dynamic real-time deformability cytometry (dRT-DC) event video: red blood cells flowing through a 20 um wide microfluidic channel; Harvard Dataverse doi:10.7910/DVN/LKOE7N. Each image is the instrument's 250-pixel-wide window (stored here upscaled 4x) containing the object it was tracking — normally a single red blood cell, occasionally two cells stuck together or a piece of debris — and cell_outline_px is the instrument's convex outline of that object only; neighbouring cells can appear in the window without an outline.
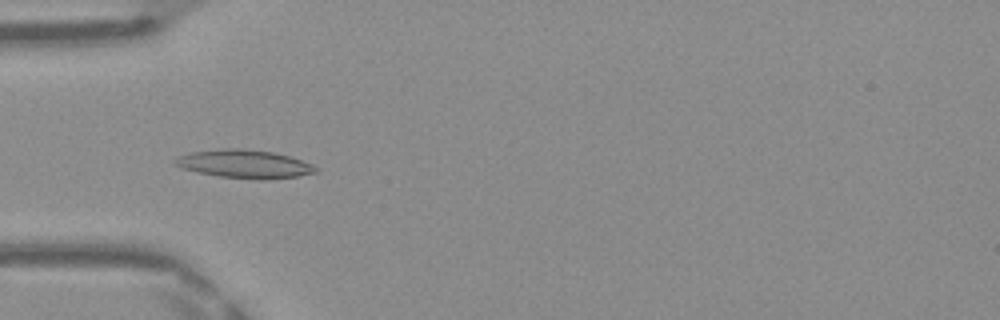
{"species": "Egyptian fruit bat (a non-hibernating species)", "species_latin": "Rousettus aegyptiacus", "temperature_condition": "warm", "stored_images_in_passage": 48, "camera_frame_rate_fps": 3000, "um_per_image_px": 0.085, "frame": {"image": 1, "passage_image": 15, "time_ms": 4.667, "image_size_px": [1000, 320], "cell_outline_px": [[320, 168], [316, 172], [296, 176], [264, 180], [260, 180], [220, 176], [196, 172], [180, 168], [172, 160], [180, 156], [192, 152], [224, 148], [240, 148], [272, 152], [288, 156], [312, 164]], "centroid_in_image_um": [20.77, 13.94], "position_along_channel_um": 64.2, "area_um2": 23.06}}
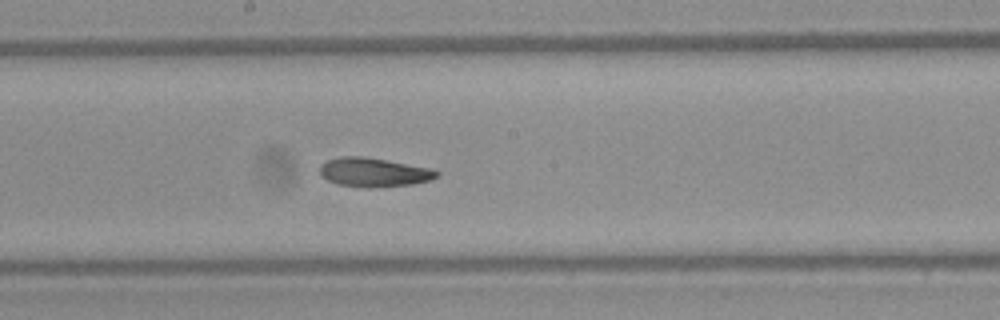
{"frame": {"image": 2, "passage_image": 26, "time_ms": 8.333, "image_size_px": [1000, 320], "cell_outline_px": [[440, 176], [432, 180], [412, 184], [368, 188], [340, 184], [328, 180], [320, 176], [320, 164], [328, 160], [340, 156], [364, 156], [432, 168], [440, 172]], "centroid_in_image_um": [31.81, 14.64], "position_along_channel_um": 216.4, "area_um2": 19.88}}
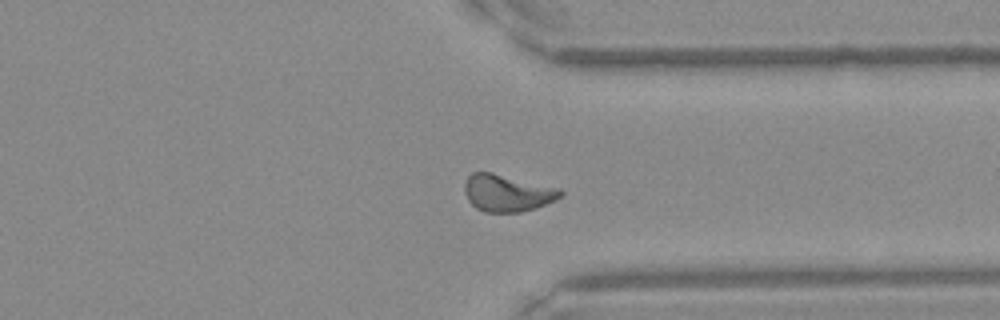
{"frame": {"image": 3, "passage_image": 37, "time_ms": 12.0, "image_size_px": [1000, 320], "cell_outline_px": [[564, 196], [556, 200], [536, 208], [520, 212], [484, 212], [476, 208], [468, 200], [464, 192], [464, 184], [468, 176], [472, 172], [492, 172], [560, 188], [564, 192]], "centroid_in_image_um": [43.13, 16.4], "position_along_channel_um": 368.3, "area_um2": 20.92}, "authors_computed_cell_mechanics": {"area_um2": 20.0566, "velocity_mm_per_s": 4.1605, "shape_relaxation_time_tau1_ms": 7.3804, "shape_relaxation_time_tau2_ms": 2.2213, "deformation_change_tau1": 0.1906, "deformation_change_tau2": 0.0882}}